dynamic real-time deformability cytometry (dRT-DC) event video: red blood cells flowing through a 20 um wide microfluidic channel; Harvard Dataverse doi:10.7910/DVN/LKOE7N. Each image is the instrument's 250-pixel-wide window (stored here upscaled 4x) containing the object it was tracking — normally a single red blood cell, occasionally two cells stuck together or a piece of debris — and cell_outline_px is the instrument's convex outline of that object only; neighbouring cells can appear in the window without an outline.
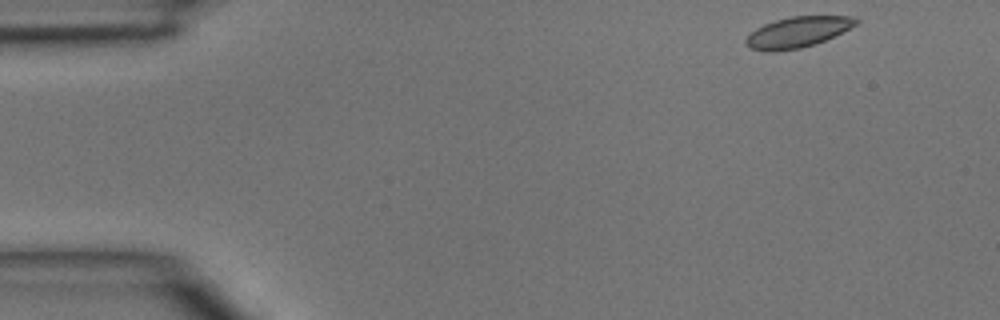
{"species": "common noctule bat (a hibernating species)", "species_latin": "Nyctalus noctula", "temperature_condition": "room temperature", "stored_images_in_passage": 43, "camera_frame_rate_fps": 3000, "um_per_image_px": 0.085, "animal": {"sex": "male", "body_mass_g": 15.6}, "frame": {"image": 1, "passage_image": 1, "time_ms": 0.0, "image_size_px": [1000, 320], "cell_outline_px": [[860, 24], [816, 44], [800, 48], [776, 52], [768, 52], [748, 48], [744, 44], [744, 40], [756, 28], [764, 24], [776, 20], [792, 16], [856, 16], [860, 20]], "centroid_in_image_um": [67.82, 2.74], "position_along_channel_um": 17.2, "area_um2": 20.0}}
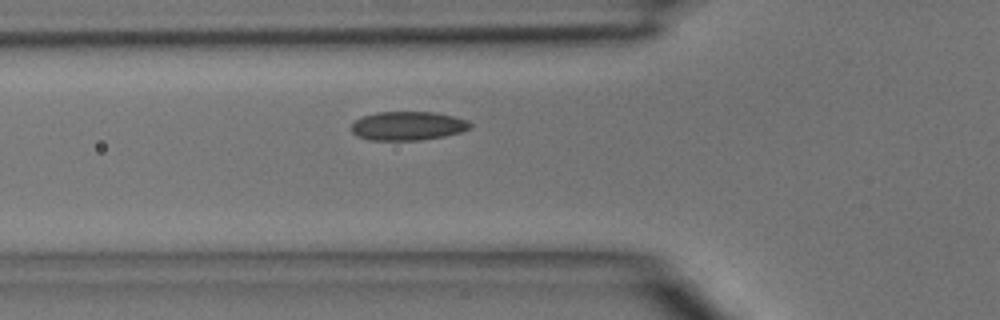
{"frame": {"image": 2, "passage_image": 13, "time_ms": 4.0, "image_size_px": [1000, 320], "cell_outline_px": [[472, 128], [460, 132], [444, 136], [420, 140], [368, 140], [356, 136], [352, 132], [352, 124], [356, 120], [364, 116], [376, 112], [436, 112], [468, 120], [472, 124]], "centroid_in_image_um": [34.68, 10.7], "position_along_channel_um": 91.1, "area_um2": 20.0}}
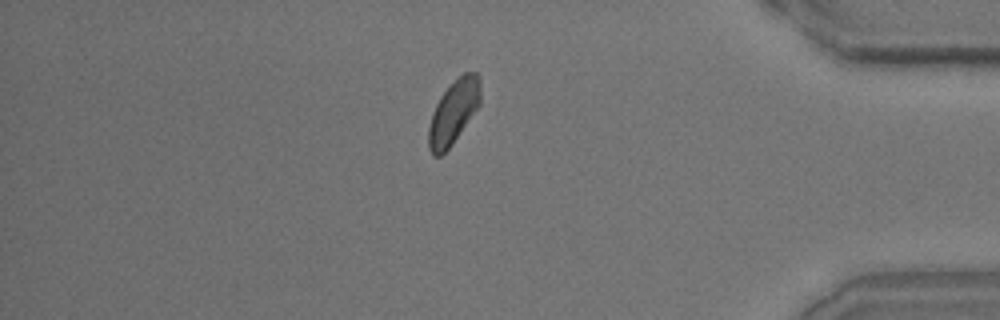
{"frame": {"image": 3, "passage_image": 37, "time_ms": 12.0, "image_size_px": [1000, 320], "cell_outline_px": [[480, 104], [452, 144], [440, 156], [432, 156], [428, 148], [428, 128], [432, 112], [440, 96], [464, 72], [476, 72], [480, 76]], "centroid_in_image_um": [38.54, 9.54], "position_along_channel_um": 396.7, "area_um2": 19.07}}